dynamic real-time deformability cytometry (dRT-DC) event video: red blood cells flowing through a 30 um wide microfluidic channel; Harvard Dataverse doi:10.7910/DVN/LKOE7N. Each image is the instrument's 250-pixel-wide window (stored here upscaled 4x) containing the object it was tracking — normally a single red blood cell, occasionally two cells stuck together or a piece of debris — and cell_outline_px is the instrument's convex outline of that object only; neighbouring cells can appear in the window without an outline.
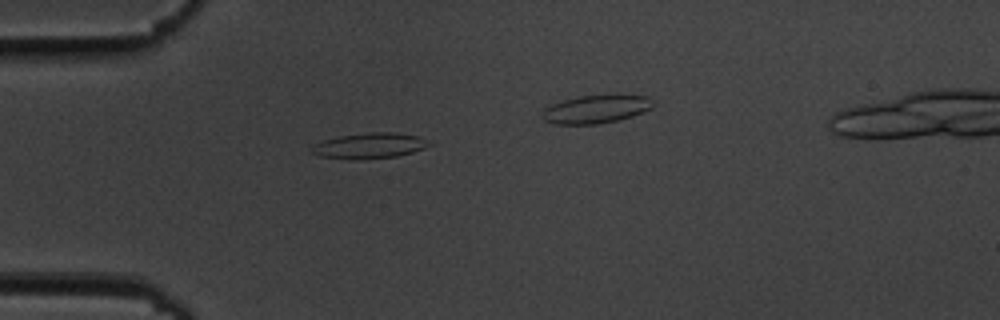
{"species": "common noctule bat (a hibernating species)", "species_latin": "Nyctalus noctula", "temperature_condition": "cold", "stored_images_in_passage": 45, "camera_frame_rate_fps": 3000, "um_per_image_px": 0.085, "animal": {"sex": "male", "body_mass_g": 19.5, "forearm_length_mm": 54.6}, "frame": {"image": 1, "passage_image": 16, "time_ms": 5.0, "image_size_px": [1000, 320], "cell_outline_px": [[432, 144], [424, 148], [412, 152], [396, 156], [360, 160], [352, 160], [320, 156], [312, 152], [312, 144], [324, 140], [340, 136], [372, 132], [396, 132], [416, 136]], "centroid_in_image_um": [31.37, 12.39], "position_along_channel_um": 53.6, "area_um2": 17.34}}
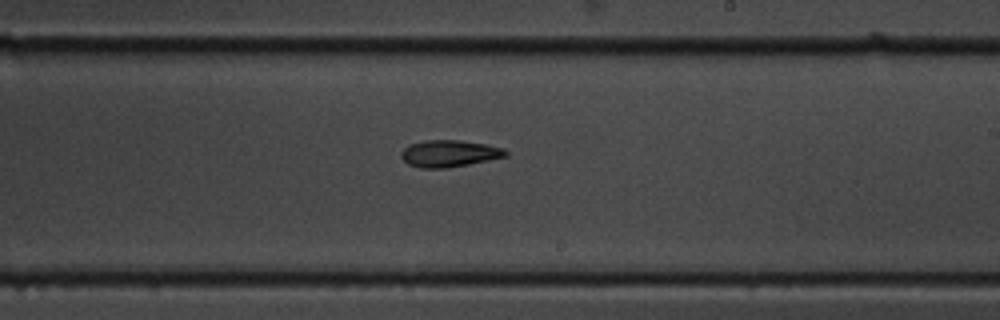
{"frame": {"image": 2, "passage_image": 33, "time_ms": 10.667, "image_size_px": [1000, 320], "cell_outline_px": [[508, 156], [448, 168], [420, 168], [408, 164], [400, 156], [400, 152], [408, 144], [424, 140], [460, 140], [484, 144], [504, 148], [508, 152]], "centroid_in_image_um": [38.16, 13.04], "position_along_channel_um": 250.8, "area_um2": 16.42}}
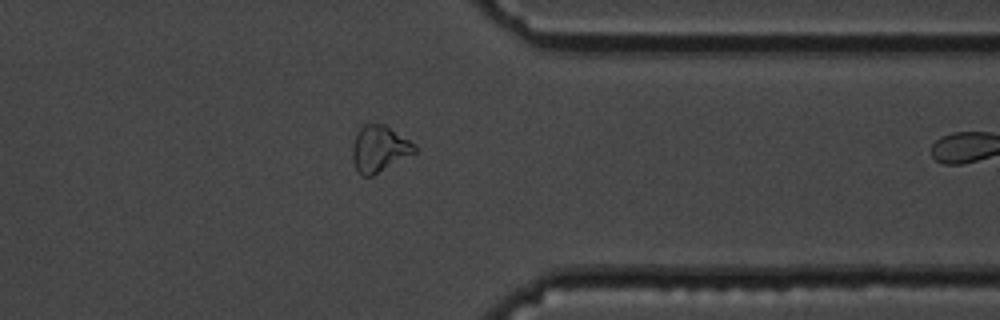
{"frame": {"image": 3, "passage_image": 44, "time_ms": 14.333, "image_size_px": [1000, 320], "cell_outline_px": [[416, 152], [372, 176], [360, 176], [352, 160], [352, 144], [360, 128], [364, 124], [384, 124], [416, 144]], "centroid_in_image_um": [32.23, 12.65], "position_along_channel_um": 379.2, "area_um2": 16.7}}